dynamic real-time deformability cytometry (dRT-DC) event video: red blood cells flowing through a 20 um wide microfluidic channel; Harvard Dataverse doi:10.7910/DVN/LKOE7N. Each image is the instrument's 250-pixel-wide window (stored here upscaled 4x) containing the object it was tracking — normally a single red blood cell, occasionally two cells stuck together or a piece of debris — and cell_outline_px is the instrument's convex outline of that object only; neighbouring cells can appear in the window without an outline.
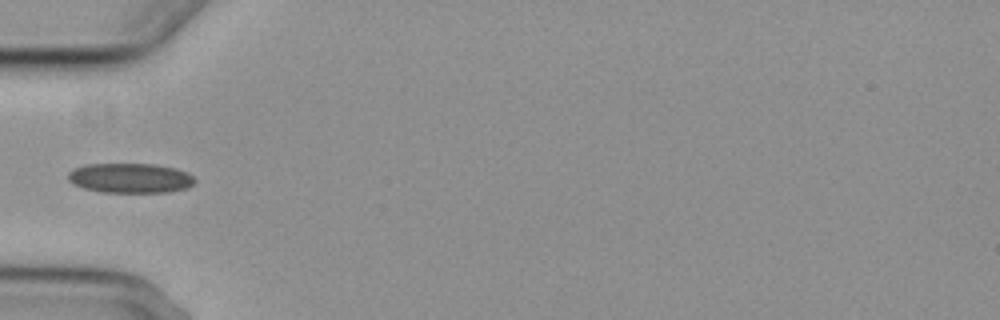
{"species": "common noctule bat (a hibernating species)", "species_latin": "Nyctalus noctula", "temperature_condition": "cold", "stored_images_in_passage": 4, "camera_frame_rate_fps": 3000, "um_per_image_px": 0.085, "animal": {"sex": "female", "body_mass_g": 29.2, "forearm_length_mm": 56.3}, "frame": {"image": 1, "passage_image": 4, "time_ms": 5.333, "image_size_px": [1000, 320], "cell_outline_px": [[196, 180], [188, 188], [168, 192], [100, 192], [84, 188], [72, 184], [68, 180], [68, 172], [72, 168], [84, 164], [152, 164], [176, 168], [188, 172]], "centroid_in_image_um": [11.04, 15.13], "position_along_channel_um": 74.0, "area_um2": 22.2}}